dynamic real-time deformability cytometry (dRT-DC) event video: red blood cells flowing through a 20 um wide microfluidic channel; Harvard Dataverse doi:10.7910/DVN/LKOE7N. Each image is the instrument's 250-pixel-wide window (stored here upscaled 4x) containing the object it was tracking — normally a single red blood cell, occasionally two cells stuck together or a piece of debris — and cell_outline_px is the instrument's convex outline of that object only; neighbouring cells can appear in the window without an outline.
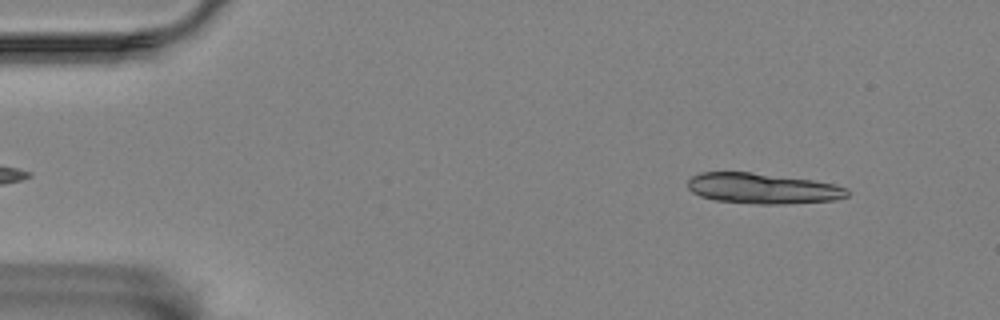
{"species": "Egyptian fruit bat (a non-hibernating species)", "species_latin": "Rousettus aegyptiacus", "temperature_condition": "room temperature", "stored_images_in_passage": 55, "camera_frame_rate_fps": 3000, "um_per_image_px": 0.085, "animal": {"sex": "female"}, "frame": {"image": 1, "passage_image": 5, "time_ms": 1.333, "image_size_px": [1000, 320], "cell_outline_px": [[848, 196], [836, 200], [784, 204], [756, 204], [716, 200], [700, 196], [692, 192], [688, 188], [688, 180], [692, 176], [700, 172], [752, 172], [812, 180], [836, 184], [848, 188]], "centroid_in_image_um": [64.84, 16.02], "position_along_channel_um": 20.2, "area_um2": 28.5}}
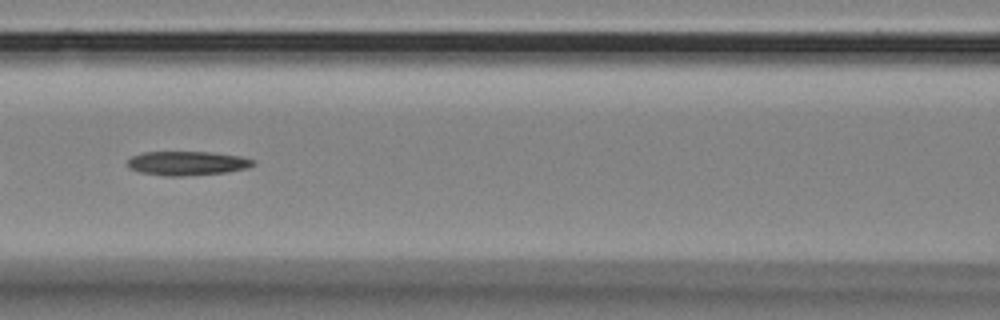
{"frame": {"image": 2, "passage_image": 24, "time_ms": 7.667, "image_size_px": [1000, 320], "cell_outline_px": [[256, 164], [248, 168], [224, 172], [180, 176], [164, 176], [140, 172], [128, 168], [128, 160], [132, 156], [144, 152], [212, 152], [240, 156], [256, 160]], "centroid_in_image_um": [15.93, 13.87], "position_along_channel_um": 150.7, "area_um2": 17.63}}
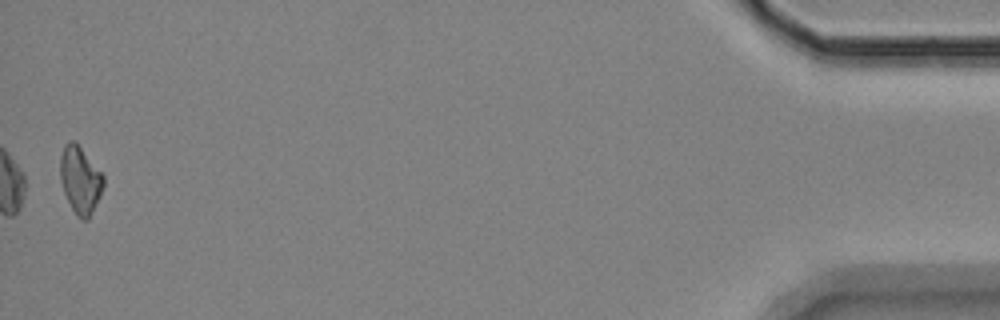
{"frame": {"image": 3, "passage_image": 55, "time_ms": 18.0, "image_size_px": [1000, 320], "cell_outline_px": [[104, 188], [88, 220], [80, 220], [76, 216], [64, 192], [60, 180], [60, 156], [64, 144], [68, 140], [72, 140], [80, 148], [104, 176]], "centroid_in_image_um": [6.81, 15.32], "position_along_channel_um": 428.4, "area_um2": 16.76}}